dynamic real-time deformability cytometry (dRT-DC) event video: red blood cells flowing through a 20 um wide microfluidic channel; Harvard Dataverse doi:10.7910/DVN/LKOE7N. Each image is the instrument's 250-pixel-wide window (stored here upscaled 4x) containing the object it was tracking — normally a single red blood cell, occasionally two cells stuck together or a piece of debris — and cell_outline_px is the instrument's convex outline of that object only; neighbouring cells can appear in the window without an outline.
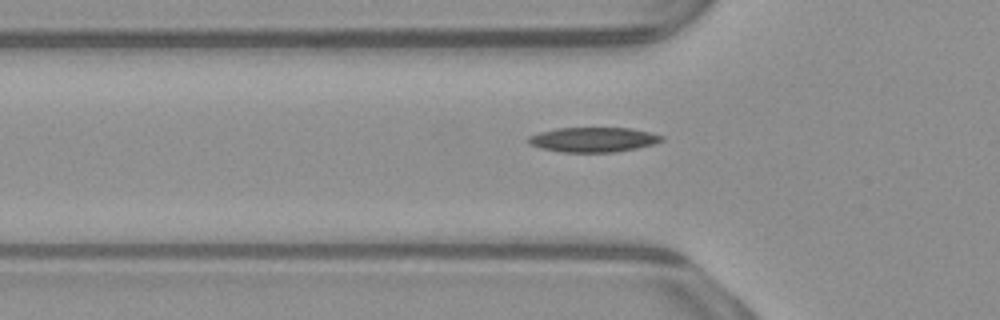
{"species": "common noctule bat (a hibernating species)", "species_latin": "Nyctalus noctula", "temperature_condition": "warm", "stored_images_in_passage": 35, "camera_frame_rate_fps": 3000, "um_per_image_px": 0.085, "animal": {"sex": "male", "body_mass_g": 23.1, "forearm_length_mm": 52.7}, "frame": {"image": 1, "passage_image": 9, "time_ms": 2.667, "image_size_px": [1000, 320], "cell_outline_px": [[664, 140], [656, 144], [616, 152], [560, 152], [540, 148], [528, 144], [528, 136], [540, 132], [556, 128], [632, 128], [664, 136]], "centroid_in_image_um": [50.43, 11.87], "position_along_channel_um": 75.4, "area_um2": 19.36}}
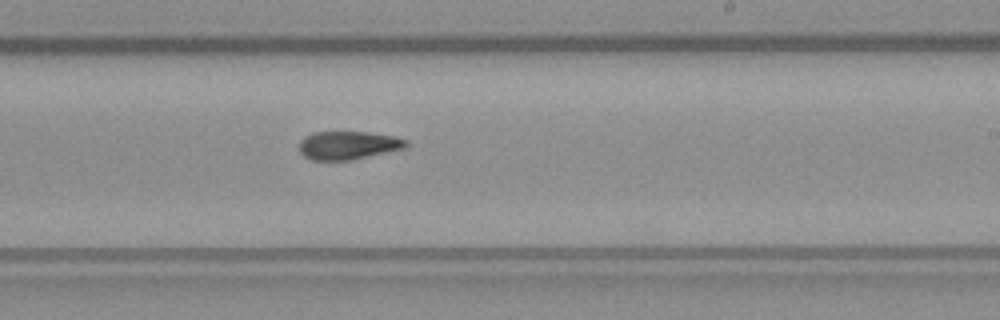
{"frame": {"image": 2, "passage_image": 23, "time_ms": 7.333, "image_size_px": [1000, 320], "cell_outline_px": [[408, 148], [348, 160], [312, 160], [304, 156], [300, 152], [300, 140], [304, 136], [312, 132], [368, 132], [396, 136], [408, 140]], "centroid_in_image_um": [29.62, 12.34], "position_along_channel_um": 259.4, "area_um2": 17.74}}
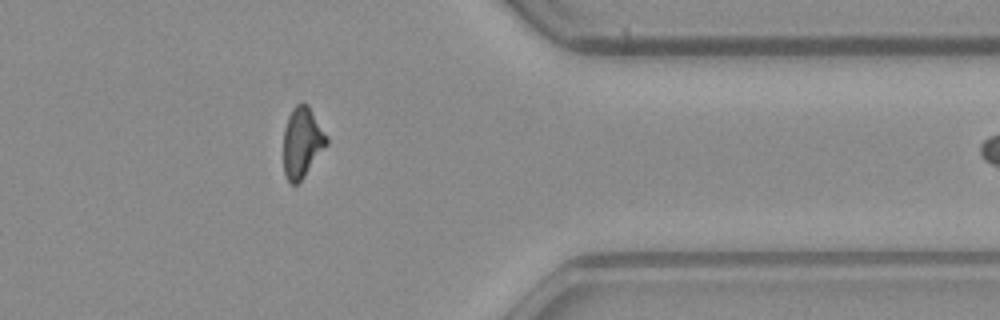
{"frame": {"image": 3, "passage_image": 34, "time_ms": 11.0, "image_size_px": [1000, 320], "cell_outline_px": [[328, 144], [304, 176], [296, 184], [292, 184], [288, 180], [284, 172], [284, 128], [288, 116], [292, 108], [296, 104], [308, 104], [328, 136]], "centroid_in_image_um": [25.69, 12.08], "position_along_channel_um": 385.7, "area_um2": 17.63}}